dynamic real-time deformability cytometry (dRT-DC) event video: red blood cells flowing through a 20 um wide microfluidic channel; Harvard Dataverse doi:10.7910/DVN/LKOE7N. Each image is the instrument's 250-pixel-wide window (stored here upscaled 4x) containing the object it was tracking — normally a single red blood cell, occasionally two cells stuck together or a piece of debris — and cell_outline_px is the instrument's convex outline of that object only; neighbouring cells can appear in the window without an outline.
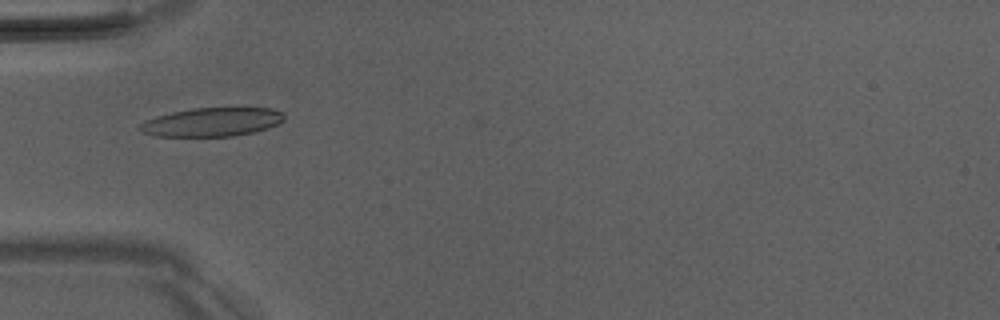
{"species": "Egyptian fruit bat (a non-hibernating species)", "species_latin": "Rousettus aegyptiacus", "temperature_condition": "room temperature", "stored_images_in_passage": 4, "camera_frame_rate_fps": 3000, "um_per_image_px": 0.085, "animal": {"sex": "male"}, "frame": {"image": 1, "passage_image": 2, "time_ms": 1.333, "image_size_px": [1000, 320], "cell_outline_px": [[284, 120], [268, 128], [252, 132], [232, 136], [156, 136], [144, 132], [140, 128], [140, 124], [156, 116], [172, 112], [192, 108], [268, 108], [284, 112]], "centroid_in_image_um": [18.05, 10.37], "position_along_channel_um": 67.0, "area_um2": 23.81}}
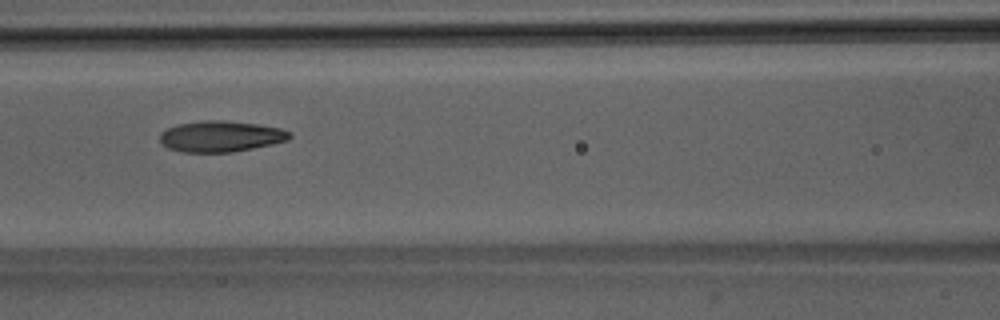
{"frame": {"image": 2, "passage_image": 4, "time_ms": 3.333, "image_size_px": [1000, 320], "cell_outline_px": [[292, 136], [288, 140], [272, 144], [232, 152], [180, 152], [168, 148], [160, 144], [160, 132], [176, 124], [204, 120], [224, 120], [256, 124], [280, 128], [292, 132]], "centroid_in_image_um": [18.74, 11.59], "position_along_channel_um": 147.9, "area_um2": 23.58}}